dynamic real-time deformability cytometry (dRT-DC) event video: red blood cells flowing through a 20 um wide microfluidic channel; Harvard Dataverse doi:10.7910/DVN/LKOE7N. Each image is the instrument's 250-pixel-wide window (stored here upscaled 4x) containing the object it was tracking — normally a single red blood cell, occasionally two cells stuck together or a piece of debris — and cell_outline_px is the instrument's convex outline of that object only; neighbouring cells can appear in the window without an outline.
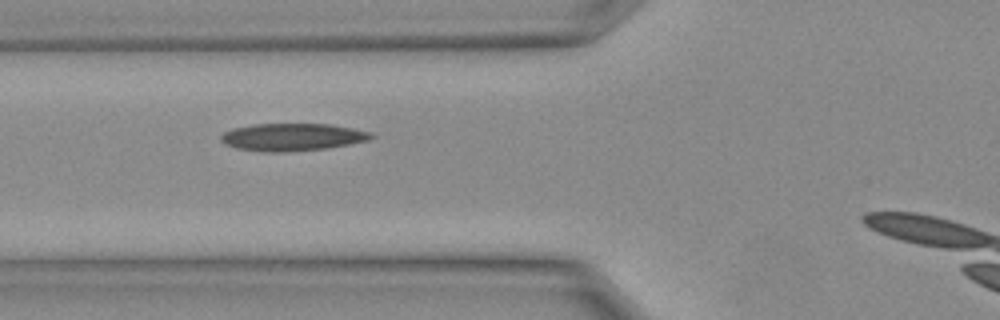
{"species": "Egyptian fruit bat (a non-hibernating species)", "species_latin": "Rousettus aegyptiacus", "temperature_condition": "warm", "stored_images_in_passage": 16, "camera_frame_rate_fps": 3000, "um_per_image_px": 0.085, "animal": {"sex": "female"}, "frame": {"image": 1, "passage_image": 3, "time_ms": 0.667, "image_size_px": [1000, 320], "cell_outline_px": [[376, 136], [368, 140], [328, 148], [284, 152], [260, 152], [236, 148], [224, 144], [220, 140], [220, 136], [224, 132], [236, 128], [256, 124], [328, 124], [352, 128], [372, 132]], "centroid_in_image_um": [24.84, 11.66], "position_along_channel_um": 101.0, "area_um2": 24.04}}
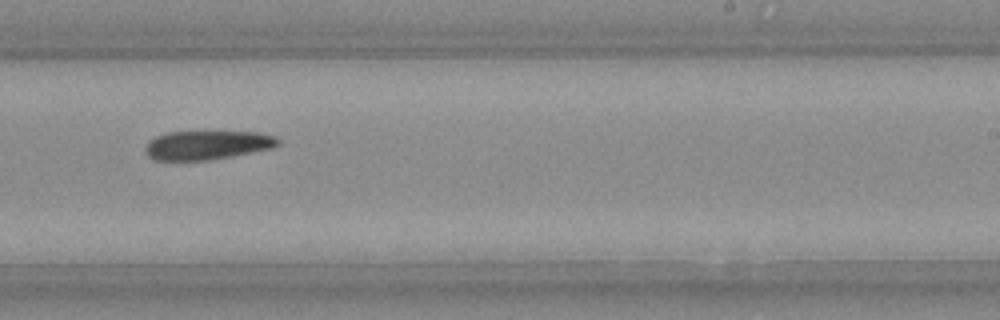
{"frame": {"image": 2, "passage_image": 10, "time_ms": 3.0, "image_size_px": [1000, 320], "cell_outline_px": [[280, 144], [272, 148], [212, 160], [152, 160], [144, 152], [144, 148], [156, 136], [168, 132], [256, 132], [272, 136], [280, 140]], "centroid_in_image_um": [17.59, 12.34], "position_along_channel_um": 271.4, "area_um2": 22.25}}